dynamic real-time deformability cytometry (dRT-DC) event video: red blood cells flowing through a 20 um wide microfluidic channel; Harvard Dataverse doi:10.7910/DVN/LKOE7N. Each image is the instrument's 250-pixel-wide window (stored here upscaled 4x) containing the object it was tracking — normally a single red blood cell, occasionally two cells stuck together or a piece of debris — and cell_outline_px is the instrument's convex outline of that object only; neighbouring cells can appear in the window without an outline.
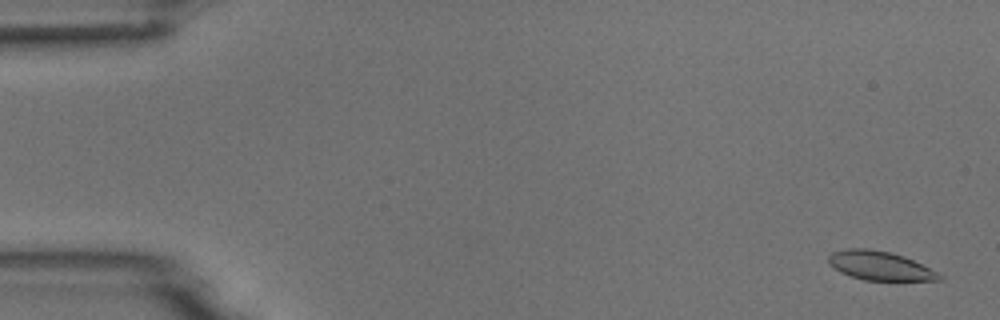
{"species": "common noctule bat (a hibernating species)", "species_latin": "Nyctalus noctula", "temperature_condition": "room temperature", "stored_images_in_passage": 4, "camera_frame_rate_fps": 3000, "um_per_image_px": 0.085, "animal": {"sex": "male", "body_mass_g": 18.8}, "frame": {"image": 1, "passage_image": 1, "time_ms": 0.0, "image_size_px": [1000, 320], "cell_outline_px": [[944, 280], [864, 280], [840, 272], [828, 264], [828, 256], [832, 252], [844, 248], [868, 248], [892, 252], [904, 256], [944, 276]], "centroid_in_image_um": [74.75, 22.57], "position_along_channel_um": 10.3, "area_um2": 18.67}}
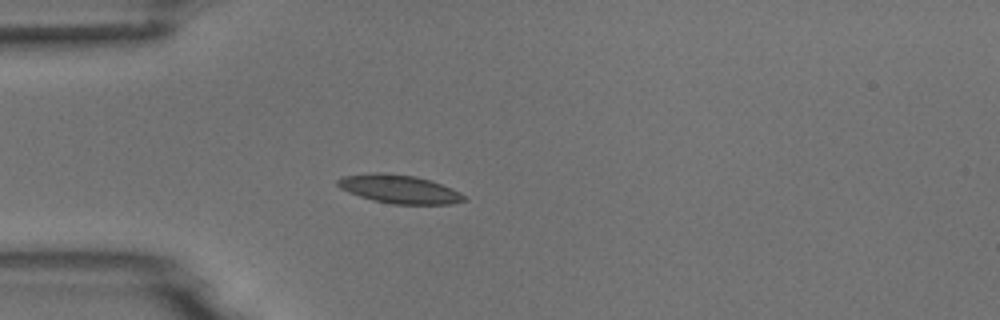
{"frame": {"image": 2, "passage_image": 4, "time_ms": 4.333, "image_size_px": [1000, 320], "cell_outline_px": [[468, 200], [452, 204], [392, 204], [372, 200], [348, 192], [340, 188], [336, 184], [336, 180], [344, 176], [372, 172], [384, 172], [416, 176], [432, 180], [452, 188], [460, 192]], "centroid_in_image_um": [33.95, 16.06], "position_along_channel_um": 51.1, "area_um2": 21.21}}